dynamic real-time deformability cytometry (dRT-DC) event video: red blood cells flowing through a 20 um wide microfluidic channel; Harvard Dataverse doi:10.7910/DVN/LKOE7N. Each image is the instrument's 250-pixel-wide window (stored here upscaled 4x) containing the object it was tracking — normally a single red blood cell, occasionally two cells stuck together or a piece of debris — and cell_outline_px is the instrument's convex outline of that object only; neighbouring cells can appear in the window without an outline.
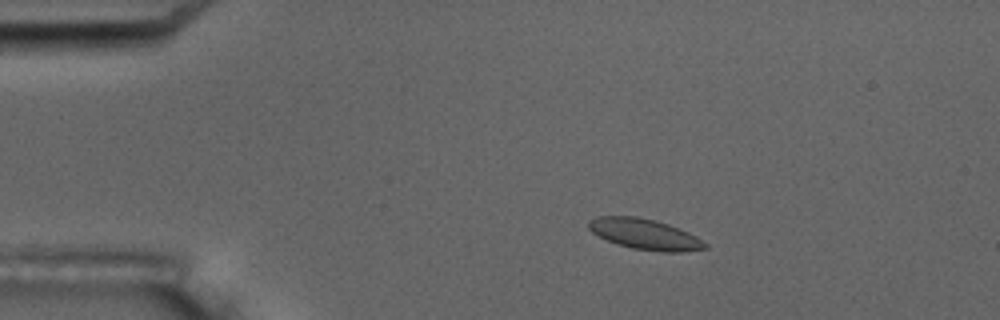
{"species": "common noctule bat (a hibernating species)", "species_latin": "Nyctalus noctula", "temperature_condition": "room temperature", "stored_images_in_passage": 5, "camera_frame_rate_fps": 3000, "um_per_image_px": 0.085, "animal": {"sex": "male", "body_mass_g": 17.5, "forearm_length_mm": 52.3}, "frame": {"image": 1, "passage_image": 2, "time_ms": 2.0, "image_size_px": [1000, 320], "cell_outline_px": [[708, 248], [680, 252], [660, 252], [632, 248], [616, 244], [592, 232], [588, 228], [588, 220], [596, 216], [636, 216], [668, 224], [688, 232], [696, 236], [708, 244]], "centroid_in_image_um": [54.8, 19.91], "position_along_channel_um": 30.2, "area_um2": 20.75}}